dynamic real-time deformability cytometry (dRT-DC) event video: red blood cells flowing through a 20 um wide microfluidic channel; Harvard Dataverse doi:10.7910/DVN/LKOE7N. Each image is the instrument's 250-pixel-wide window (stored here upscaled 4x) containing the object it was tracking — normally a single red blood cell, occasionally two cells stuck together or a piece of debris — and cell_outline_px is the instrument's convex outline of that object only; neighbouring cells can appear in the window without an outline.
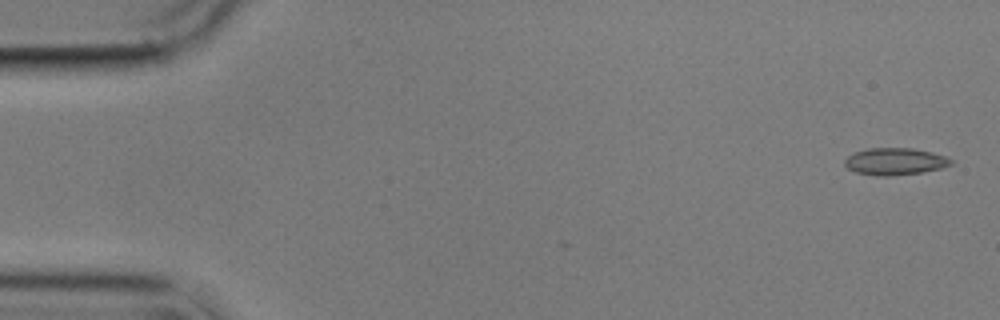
{"species": "common noctule bat (a hibernating species)", "species_latin": "Nyctalus noctula", "temperature_condition": "cold", "stored_images_in_passage": 5, "camera_frame_rate_fps": 3000, "um_per_image_px": 0.085, "animal": {"sex": "male", "body_mass_g": 17.9}, "frame": {"image": 1, "passage_image": 1, "time_ms": 0.0, "image_size_px": [1000, 320], "cell_outline_px": [[952, 164], [940, 168], [920, 172], [888, 176], [876, 176], [856, 172], [848, 168], [844, 164], [844, 160], [852, 152], [868, 148], [912, 148], [932, 152], [944, 156], [952, 160]], "centroid_in_image_um": [76.02, 13.71], "position_along_channel_um": 9.0, "area_um2": 16.65}}